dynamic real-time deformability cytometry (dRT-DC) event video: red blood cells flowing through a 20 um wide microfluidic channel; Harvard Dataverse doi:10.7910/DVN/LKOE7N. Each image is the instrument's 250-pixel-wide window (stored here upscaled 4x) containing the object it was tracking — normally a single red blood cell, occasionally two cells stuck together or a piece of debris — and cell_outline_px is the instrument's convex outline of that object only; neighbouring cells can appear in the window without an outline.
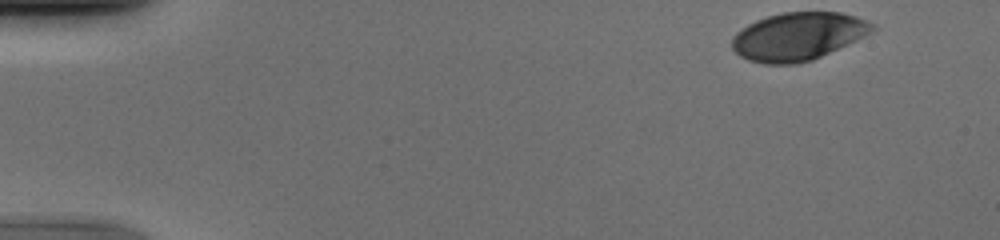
{"species": "human", "species_latin": "Homo sapiens", "temperature_condition": "cold", "stored_images_in_passage": 49, "camera_frame_rate_fps": 3000, "um_per_image_px": 0.085, "donor": {"sex": "male"}, "frame": {"image": 1, "passage_image": 1, "time_ms": 0.0, "image_size_px": [1000, 240], "cell_outline_px": [[876, 28], [864, 36], [856, 40], [812, 60], [796, 64], [764, 64], [748, 60], [740, 56], [732, 48], [732, 36], [736, 32], [748, 24], [756, 20], [768, 16], [784, 12], [840, 12], [856, 16], [872, 24]], "centroid_in_image_um": [67.79, 3.09], "position_along_channel_um": 17.2, "area_um2": 38.96}}
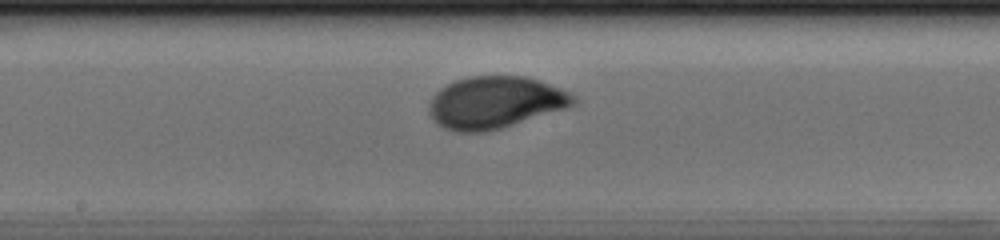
{"frame": {"image": 2, "passage_image": 25, "time_ms": 8.0, "image_size_px": [1000, 240], "cell_outline_px": [[576, 104], [564, 108], [500, 128], [484, 132], [456, 132], [444, 128], [436, 124], [432, 120], [428, 112], [428, 104], [432, 96], [440, 88], [456, 80], [468, 76], [524, 76], [540, 80], [560, 88], [576, 96]], "centroid_in_image_um": [42.03, 8.7], "position_along_channel_um": 206.2, "area_um2": 43.7}}
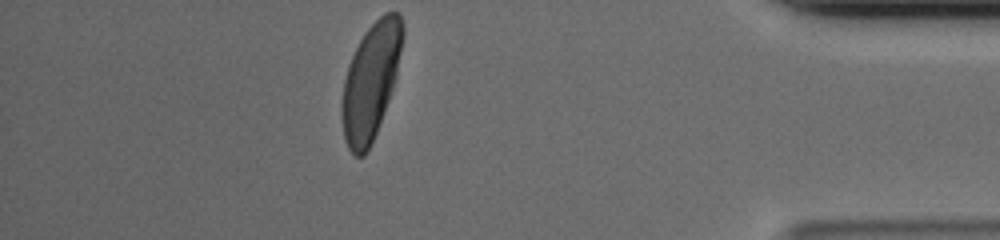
{"frame": {"image": 3, "passage_image": 43, "time_ms": 14.0, "image_size_px": [1000, 240], "cell_outline_px": [[404, 36], [396, 80], [376, 132], [364, 156], [356, 156], [348, 148], [344, 140], [340, 112], [340, 104], [344, 80], [348, 64], [364, 32], [384, 12], [400, 12], [404, 24]], "centroid_in_image_um": [31.52, 6.87], "position_along_channel_um": 403.7, "area_um2": 41.38}}